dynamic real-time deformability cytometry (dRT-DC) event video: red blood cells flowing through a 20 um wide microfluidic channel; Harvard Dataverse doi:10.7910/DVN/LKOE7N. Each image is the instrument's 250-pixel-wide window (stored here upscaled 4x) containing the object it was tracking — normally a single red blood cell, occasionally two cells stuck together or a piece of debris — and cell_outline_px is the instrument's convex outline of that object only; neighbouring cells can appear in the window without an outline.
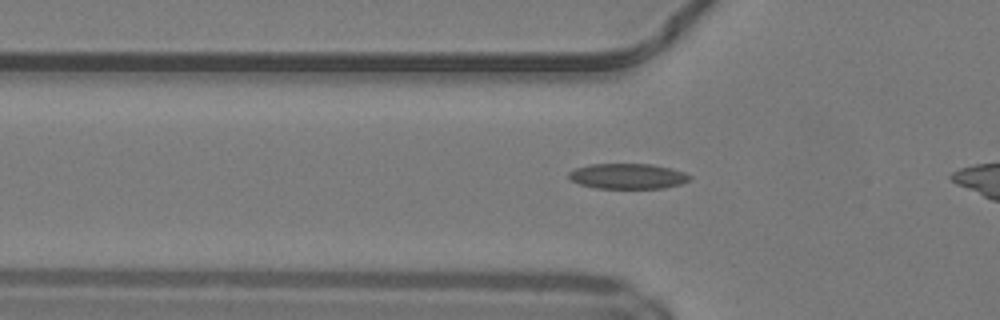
{"species": "common noctule bat (a hibernating species)", "species_latin": "Nyctalus noctula", "temperature_condition": "warm", "stored_images_in_passage": 33, "camera_frame_rate_fps": 3000, "um_per_image_px": 0.085, "animal": {"sex": "male", "body_mass_g": 19.2, "forearm_length_mm": 51.8}, "frame": {"image": 1, "passage_image": 9, "time_ms": 2.667, "image_size_px": [1000, 320], "cell_outline_px": [[692, 180], [680, 184], [664, 188], [596, 188], [580, 184], [572, 180], [568, 176], [568, 172], [576, 168], [588, 164], [652, 164], [672, 168], [684, 172], [692, 176]], "centroid_in_image_um": [53.39, 14.97], "position_along_channel_um": 72.4, "area_um2": 17.98}}
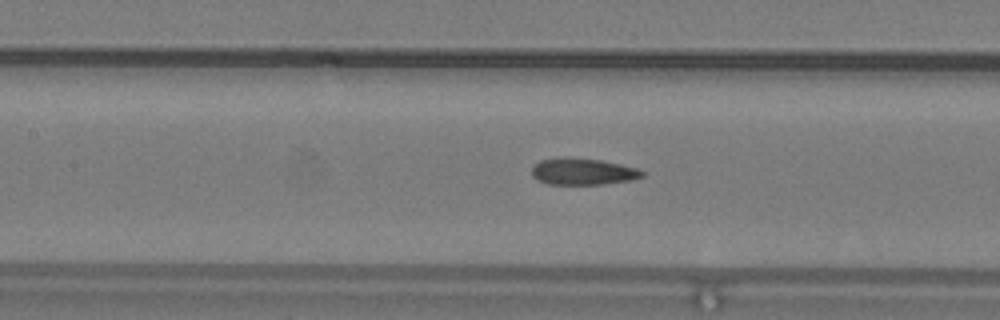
{"frame": {"image": 2, "passage_image": 15, "time_ms": 4.667, "image_size_px": [1000, 320], "cell_outline_px": [[644, 176], [632, 180], [600, 184], [548, 184], [536, 180], [532, 176], [532, 164], [540, 160], [564, 156], [600, 160], [620, 164], [636, 168], [644, 172]], "centroid_in_image_um": [49.48, 14.57], "position_along_channel_um": 157.9, "area_um2": 17.28}}
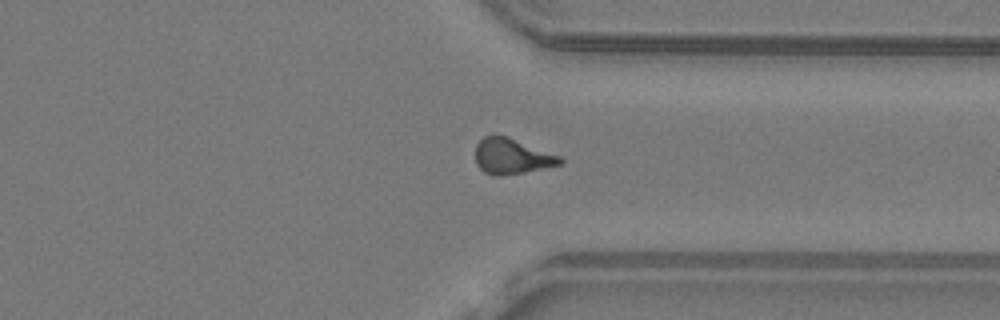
{"frame": {"image": 3, "passage_image": 30, "time_ms": 9.667, "image_size_px": [1000, 320], "cell_outline_px": [[564, 164], [504, 176], [492, 176], [484, 172], [476, 164], [476, 144], [484, 136], [492, 132], [496, 132], [508, 136], [560, 156], [564, 160]], "centroid_in_image_um": [43.48, 13.26], "position_along_channel_um": 367.9, "area_um2": 18.03}}